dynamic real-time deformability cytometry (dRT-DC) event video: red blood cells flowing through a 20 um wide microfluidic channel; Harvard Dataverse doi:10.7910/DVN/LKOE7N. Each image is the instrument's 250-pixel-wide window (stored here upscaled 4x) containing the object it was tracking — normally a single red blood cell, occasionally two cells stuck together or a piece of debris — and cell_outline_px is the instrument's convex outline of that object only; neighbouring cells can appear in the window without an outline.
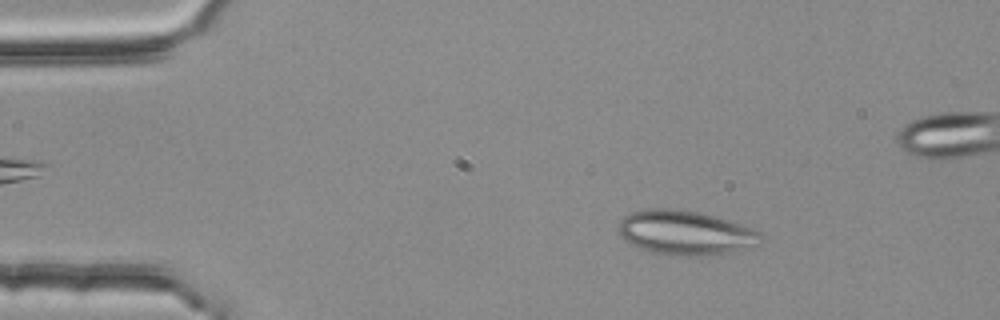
{"species": "common noctule bat (a hibernating species)", "species_latin": "Nyctalus noctula", "temperature_condition": "room temperature", "stored_images_in_passage": 3, "camera_frame_rate_fps": 3000, "um_per_image_px": 0.085, "animal": {"sex": "female", "body_mass_g": 25.1}, "frame": {"image": 1, "passage_image": 1, "time_ms": 0.0, "image_size_px": [1000, 320], "cell_outline_px": [[764, 232], [756, 244], [708, 256], [668, 256], [648, 252], [624, 240], [620, 236], [616, 228], [616, 224], [624, 216], [632, 212], [644, 208], [676, 208], [716, 216], [732, 220]], "centroid_in_image_um": [58.18, 19.76], "position_along_channel_um": 26.8, "area_um2": 37.28}}